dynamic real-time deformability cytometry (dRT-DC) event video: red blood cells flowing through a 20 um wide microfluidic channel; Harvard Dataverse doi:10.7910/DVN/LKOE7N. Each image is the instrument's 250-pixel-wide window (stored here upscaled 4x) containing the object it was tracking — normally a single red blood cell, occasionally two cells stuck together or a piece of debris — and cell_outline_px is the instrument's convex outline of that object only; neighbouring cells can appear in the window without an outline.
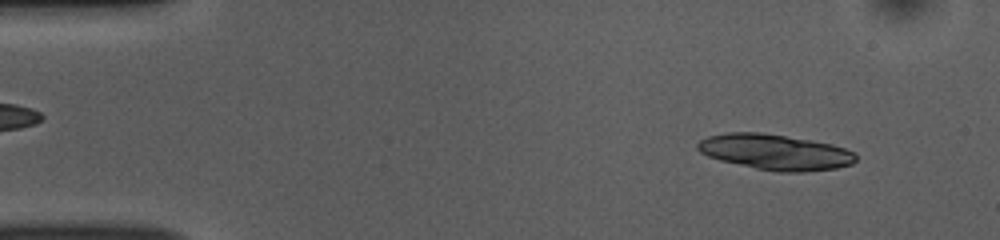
{"species": "common noctule bat (a hibernating species)", "species_latin": "Nyctalus noctula", "temperature_condition": "room temperature", "stored_images_in_passage": 34, "camera_frame_rate_fps": 3000, "um_per_image_px": 0.085, "animal": {"sex": "female", "body_mass_g": 10.0, "forearm_length_mm": 53.1}, "frame": {"image": 1, "passage_image": 4, "time_ms": 1.0, "image_size_px": [1000, 240], "cell_outline_px": [[856, 160], [852, 164], [836, 168], [804, 172], [780, 172], [756, 168], [720, 160], [708, 156], [700, 152], [696, 148], [696, 144], [700, 140], [708, 136], [728, 132], [760, 132], [832, 144], [844, 148], [852, 152], [856, 156]], "centroid_in_image_um": [65.86, 12.92], "position_along_channel_um": 19.1, "area_um2": 32.54}}
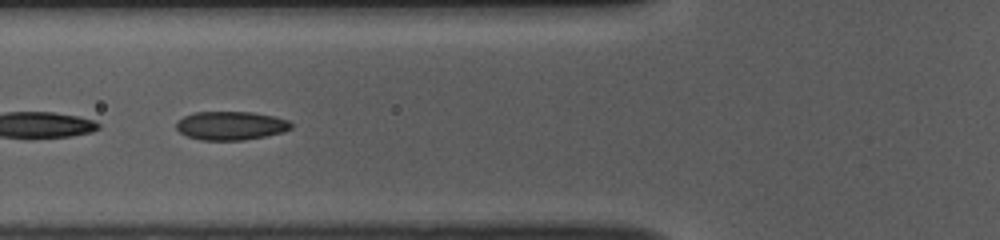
{"frame": {"image": 2, "passage_image": 18, "time_ms": 5.667, "image_size_px": [1000, 240], "cell_outline_px": [[292, 128], [284, 132], [244, 140], [200, 140], [188, 136], [180, 132], [176, 128], [176, 124], [184, 116], [196, 112], [252, 112], [272, 116], [288, 120], [292, 124]], "centroid_in_image_um": [19.63, 10.68], "position_along_channel_um": 106.2, "area_um2": 19.02}}